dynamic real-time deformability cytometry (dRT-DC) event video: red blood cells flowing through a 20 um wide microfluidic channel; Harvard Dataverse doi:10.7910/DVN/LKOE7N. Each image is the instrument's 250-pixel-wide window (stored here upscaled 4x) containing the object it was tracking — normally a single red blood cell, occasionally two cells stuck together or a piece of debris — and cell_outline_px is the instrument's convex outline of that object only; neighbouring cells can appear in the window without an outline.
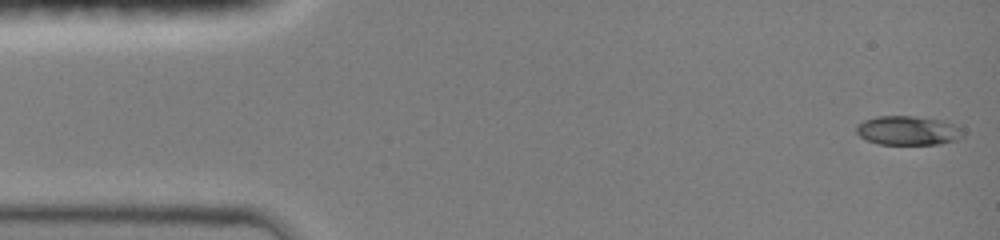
{"species": "common noctule bat (a hibernating species)", "species_latin": "Nyctalus noctula", "temperature_condition": "room temperature", "stored_images_in_passage": 47, "camera_frame_rate_fps": 3000, "um_per_image_px": 0.085, "animal": {"sex": "female", "body_mass_g": 19.0, "forearm_length_mm": 51.5}, "frame": {"image": 1, "passage_image": 1, "time_ms": 0.0, "image_size_px": [1000, 240], "cell_outline_px": [[964, 136], [956, 140], [940, 144], [880, 144], [868, 140], [860, 136], [856, 132], [856, 124], [864, 120], [876, 116], [916, 116], [944, 120], [960, 128], [964, 132]], "centroid_in_image_um": [77.18, 11.09], "position_along_channel_um": 7.8, "area_um2": 18.21}}
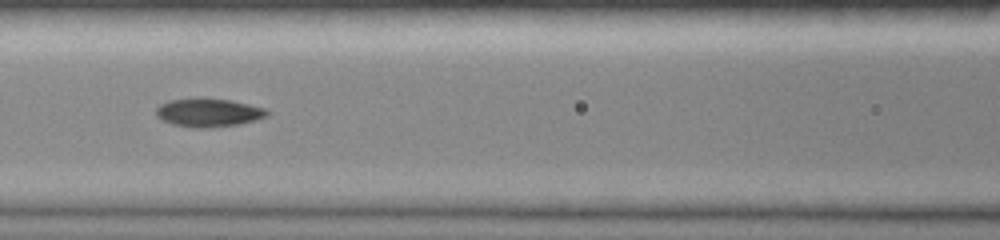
{"frame": {"image": 2, "passage_image": 20, "time_ms": 6.333, "image_size_px": [1000, 240], "cell_outline_px": [[268, 116], [256, 120], [240, 124], [212, 128], [192, 128], [172, 124], [156, 116], [156, 108], [160, 104], [168, 100], [196, 96], [200, 96], [232, 100], [264, 108], [268, 112]], "centroid_in_image_um": [17.69, 9.55], "position_along_channel_um": 148.9, "area_um2": 18.96}}
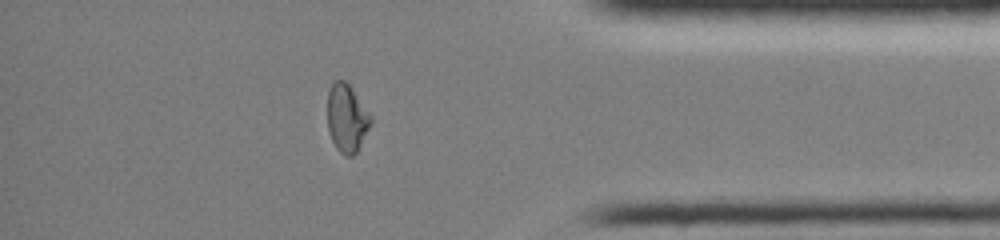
{"frame": {"image": 3, "passage_image": 40, "time_ms": 13.0, "image_size_px": [1000, 240], "cell_outline_px": [[372, 120], [356, 152], [352, 156], [344, 156], [336, 148], [328, 132], [328, 92], [332, 84], [336, 80], [344, 80], [352, 88], [372, 116]], "centroid_in_image_um": [29.47, 10.04], "position_along_channel_um": 405.7, "area_um2": 16.94}, "authors_computed_cell_mechanics": {"area_um2": 17.6868, "velocity_mm_per_s": 4.0636, "shape_relaxation_time_tau1_ms": 6.4512, "shape_relaxation_time_tau2_ms": 2.7781, "deformation_change_tau1": 0.2391, "deformation_change_tau2": 0.068}}